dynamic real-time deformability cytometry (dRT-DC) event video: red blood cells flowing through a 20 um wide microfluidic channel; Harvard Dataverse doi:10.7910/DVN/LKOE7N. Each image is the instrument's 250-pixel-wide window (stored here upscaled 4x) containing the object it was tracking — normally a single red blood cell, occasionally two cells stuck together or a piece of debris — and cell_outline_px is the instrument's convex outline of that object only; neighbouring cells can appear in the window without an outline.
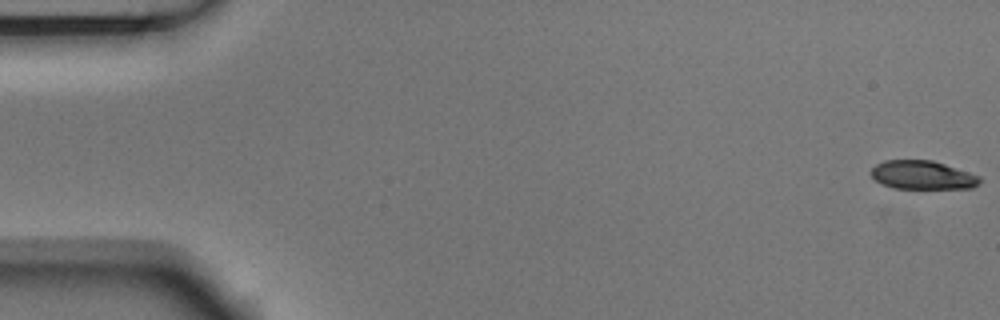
{"species": "Egyptian fruit bat (a non-hibernating species)", "species_latin": "Rousettus aegyptiacus", "temperature_condition": "room temperature", "stored_images_in_passage": 55, "camera_frame_rate_fps": 3000, "um_per_image_px": 0.085, "animal": {"sex": "male"}, "frame": {"image": 1, "passage_image": 1, "time_ms": 0.0, "image_size_px": [1000, 320], "cell_outline_px": [[980, 184], [972, 188], [892, 188], [876, 180], [872, 176], [872, 168], [876, 164], [884, 160], [932, 160], [980, 176]], "centroid_in_image_um": [78.42, 14.88], "position_along_channel_um": 6.6, "area_um2": 17.92}}
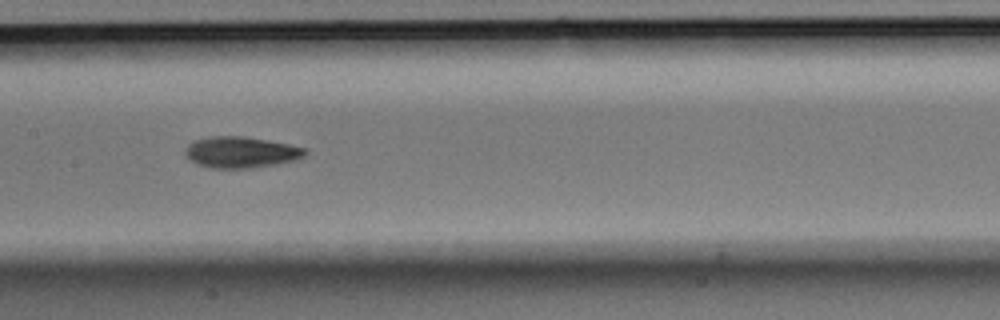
{"frame": {"image": 2, "passage_image": 27, "time_ms": 8.667, "image_size_px": [1000, 320], "cell_outline_px": [[308, 152], [304, 156], [292, 160], [276, 164], [252, 168], [212, 168], [196, 164], [188, 160], [184, 156], [184, 152], [188, 144], [196, 140], [208, 136], [244, 136], [288, 144], [308, 148]], "centroid_in_image_um": [20.44, 12.94], "position_along_channel_um": 187.0, "area_um2": 21.91}}
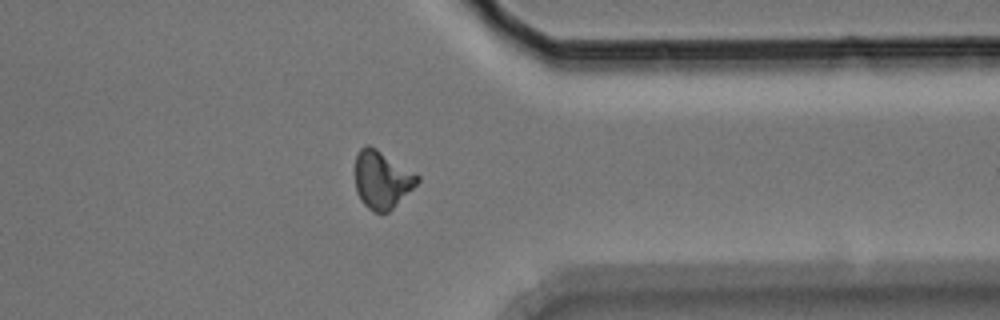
{"frame": {"image": 3, "passage_image": 43, "time_ms": 14.0, "image_size_px": [1000, 320], "cell_outline_px": [[420, 180], [388, 212], [372, 212], [360, 200], [356, 192], [356, 156], [360, 148], [364, 144], [368, 144], [376, 148], [416, 172], [420, 176]], "centroid_in_image_um": [32.46, 15.25], "position_along_channel_um": 378.9, "area_um2": 20.87}, "authors_computed_cell_mechanics": {"area_um2": 20.3456, "velocity_mm_per_s": 3.7323, "shape_relaxation_time_tau1_ms": 5.0365, "shape_relaxation_time_tau2_ms": 4.5316, "deformation_change_tau1": 0.1432, "deformation_change_tau2": 0.1153}}